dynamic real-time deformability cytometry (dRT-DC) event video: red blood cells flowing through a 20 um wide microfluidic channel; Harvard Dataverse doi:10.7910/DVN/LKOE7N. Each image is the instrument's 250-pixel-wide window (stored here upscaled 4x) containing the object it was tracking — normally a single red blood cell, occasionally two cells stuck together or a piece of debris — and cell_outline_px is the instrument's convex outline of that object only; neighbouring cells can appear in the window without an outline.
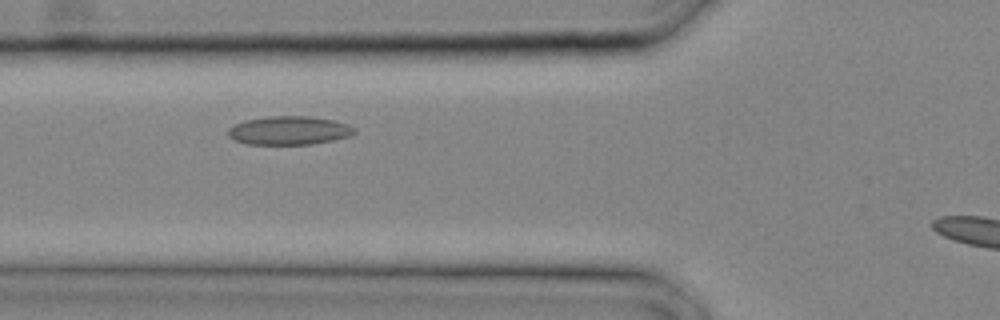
{"species": "common noctule bat (a hibernating species)", "species_latin": "Nyctalus noctula", "temperature_condition": "cold", "stored_images_in_passage": 17, "camera_frame_rate_fps": 3000, "um_per_image_px": 0.085, "animal": {"sex": "male", "body_mass_g": 20.4}, "frame": {"image": 1, "passage_image": 3, "time_ms": 0.667, "image_size_px": [1000, 320], "cell_outline_px": [[356, 132], [348, 136], [332, 140], [312, 144], [248, 144], [236, 140], [228, 136], [228, 128], [244, 120], [268, 116], [312, 116], [332, 120], [348, 124], [356, 128]], "centroid_in_image_um": [24.58, 11.08], "position_along_channel_um": 101.2, "area_um2": 20.98}}
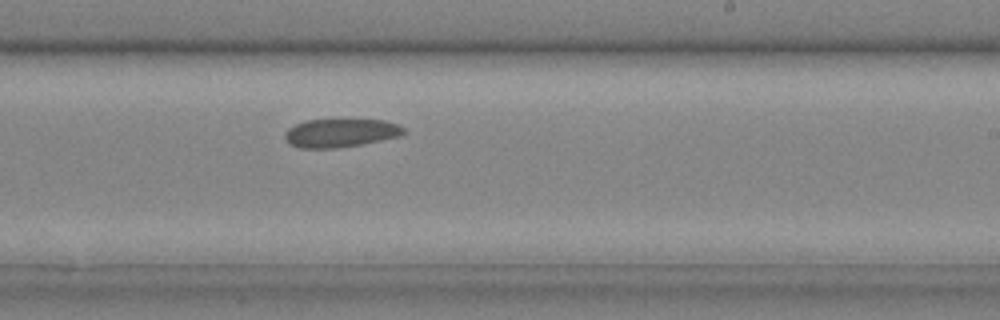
{"frame": {"image": 2, "passage_image": 10, "time_ms": 3.0, "image_size_px": [1000, 320], "cell_outline_px": [[408, 132], [400, 136], [360, 144], [336, 148], [300, 148], [292, 144], [284, 136], [284, 132], [288, 128], [304, 120], [384, 120], [396, 124], [404, 128]], "centroid_in_image_um": [28.95, 11.29], "position_along_channel_um": 260.0, "area_um2": 19.48}}